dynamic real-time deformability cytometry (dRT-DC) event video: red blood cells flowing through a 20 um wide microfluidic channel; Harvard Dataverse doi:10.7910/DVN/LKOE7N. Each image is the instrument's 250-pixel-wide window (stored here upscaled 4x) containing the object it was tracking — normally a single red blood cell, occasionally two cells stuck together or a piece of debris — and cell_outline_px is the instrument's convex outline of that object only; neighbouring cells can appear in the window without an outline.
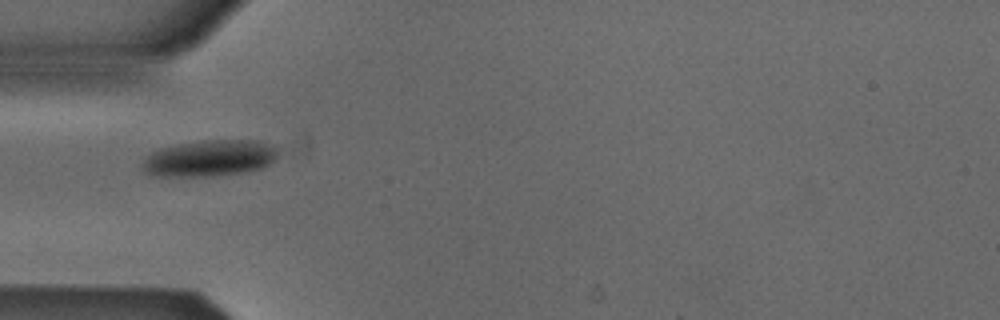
{"species": "Egyptian fruit bat (a non-hibernating species)", "species_latin": "Rousettus aegyptiacus", "temperature_condition": "cold", "stored_images_in_passage": 37, "camera_frame_rate_fps": 3000, "um_per_image_px": 0.085, "animal": {"sex": "male"}, "frame": {"image": 1, "passage_image": 1, "time_ms": 0.0, "image_size_px": [1000, 320], "cell_outline_px": [[280, 148], [276, 160], [264, 168], [244, 172], [212, 176], [152, 176], [144, 172], [140, 168], [144, 156], [160, 148], [180, 144], [204, 140], [260, 140], [276, 144]], "centroid_in_image_um": [17.87, 13.44], "position_along_channel_um": 67.1, "area_um2": 29.48}}
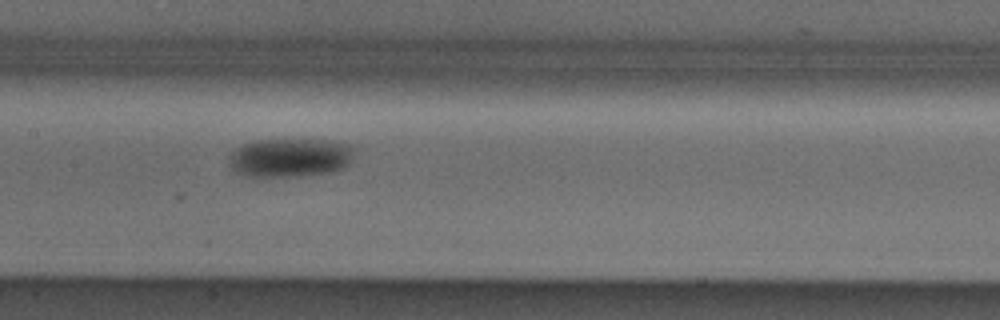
{"frame": {"image": 2, "passage_image": 10, "time_ms": 3.0, "image_size_px": [1000, 320], "cell_outline_px": [[352, 152], [348, 164], [344, 168], [332, 172], [304, 176], [244, 176], [236, 172], [228, 164], [228, 156], [236, 148], [244, 144], [256, 140], [328, 140], [352, 144]], "centroid_in_image_um": [24.63, 13.4], "position_along_channel_um": 182.8, "area_um2": 28.38}}
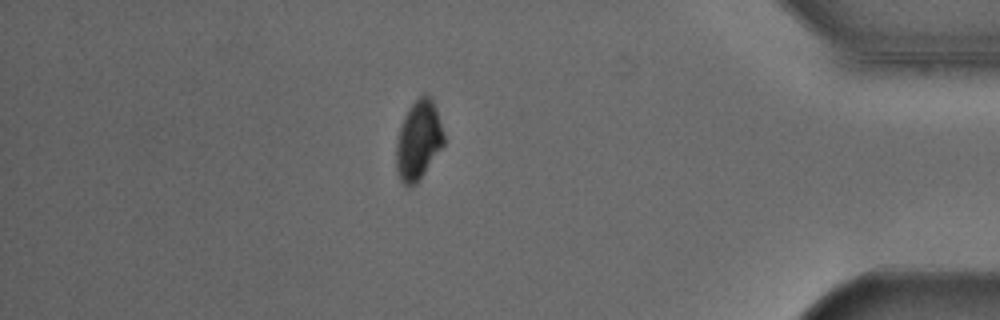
{"frame": {"image": 3, "passage_image": 30, "time_ms": 9.667, "image_size_px": [1000, 320], "cell_outline_px": [[444, 144], [416, 184], [412, 188], [408, 188], [400, 184], [396, 168], [396, 140], [404, 116], [408, 108], [424, 92], [432, 100], [436, 108], [444, 136]], "centroid_in_image_um": [35.53, 11.97], "position_along_channel_um": 399.7, "area_um2": 22.02}, "authors_computed_cell_mechanics": {"area_um2": 26.588, "velocity_mm_per_s": 3.8624, "shape_relaxation_time_tau1_ms": 4.0536, "shape_relaxation_time_tau2_ms": null, "deformation_change_tau1": 0.0952, "deformation_change_tau2": null}}